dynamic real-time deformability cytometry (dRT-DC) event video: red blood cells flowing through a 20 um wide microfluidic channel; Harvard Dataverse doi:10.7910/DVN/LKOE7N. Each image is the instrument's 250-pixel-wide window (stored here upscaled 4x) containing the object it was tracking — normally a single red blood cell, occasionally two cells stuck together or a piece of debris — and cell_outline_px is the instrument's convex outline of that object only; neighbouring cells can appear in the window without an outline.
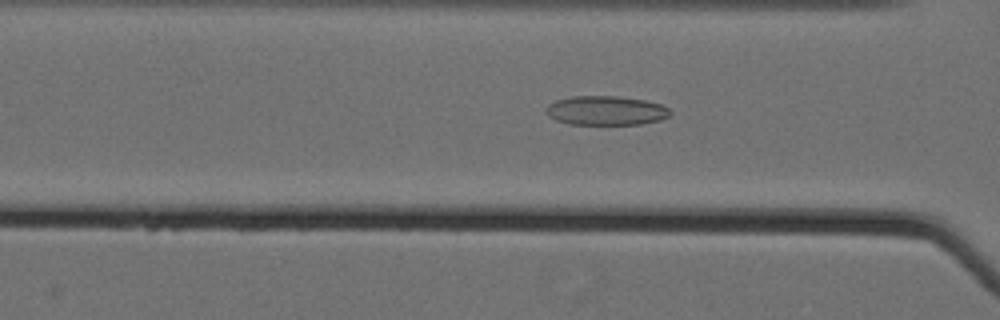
{"species": "Egyptian fruit bat (a non-hibernating species)", "species_latin": "Rousettus aegyptiacus", "temperature_condition": "cold", "stored_images_in_passage": 61, "camera_frame_rate_fps": 3000, "um_per_image_px": 0.085, "animal": {"sex": "female"}, "frame": {"image": 1, "passage_image": 29, "time_ms": 9.333, "image_size_px": [1000, 320], "cell_outline_px": [[672, 112], [668, 116], [660, 120], [640, 124], [568, 124], [556, 120], [548, 116], [544, 112], [544, 108], [548, 104], [556, 100], [572, 96], [616, 96], [644, 100], [660, 104], [668, 108]], "centroid_in_image_um": [51.46, 9.4], "position_along_channel_um": 115.1, "area_um2": 21.21}}
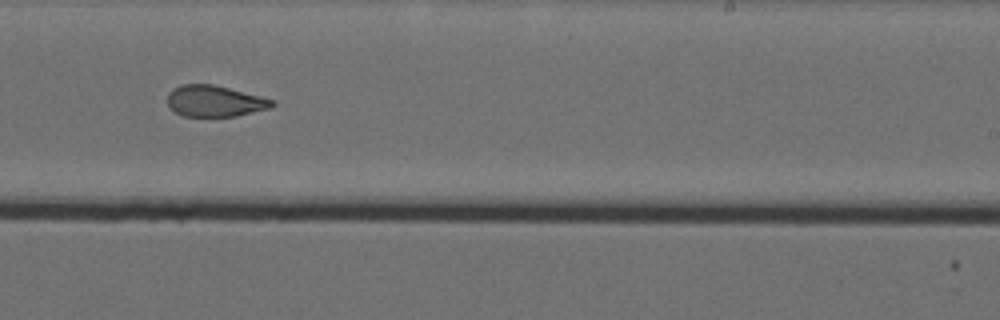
{"frame": {"image": 2, "passage_image": 42, "time_ms": 13.667, "image_size_px": [1000, 320], "cell_outline_px": [[276, 104], [272, 108], [236, 116], [184, 116], [176, 112], [168, 104], [168, 92], [172, 88], [180, 84], [212, 84], [276, 100]], "centroid_in_image_um": [18.28, 8.59], "position_along_channel_um": 270.7, "area_um2": 19.07}}
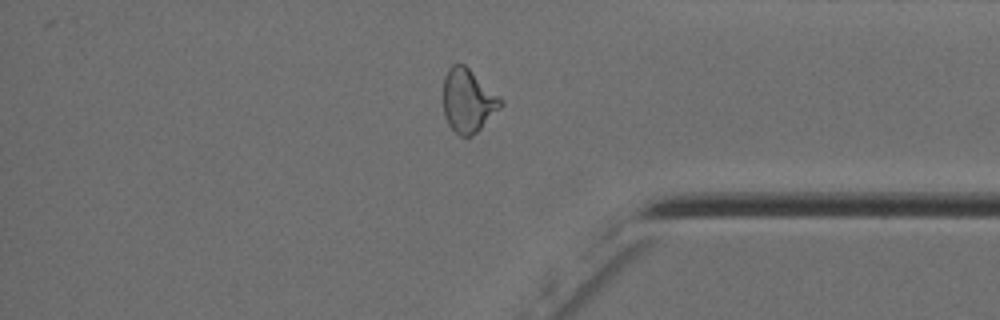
{"frame": {"image": 3, "passage_image": 53, "time_ms": 17.333, "image_size_px": [1000, 320], "cell_outline_px": [[504, 104], [472, 136], [460, 136], [448, 124], [444, 116], [444, 76], [448, 68], [452, 64], [464, 64], [504, 100]], "centroid_in_image_um": [39.78, 8.54], "position_along_channel_um": 395.4, "area_um2": 21.04}, "authors_computed_cell_mechanics": {"area_um2": 22.9466, "velocity_mm_per_s": 3.5946, "shape_relaxation_time_tau1_ms": null, "shape_relaxation_time_tau2_ms": 2.2583, "deformation_change_tau1": null, "deformation_change_tau2": 0.0911}}